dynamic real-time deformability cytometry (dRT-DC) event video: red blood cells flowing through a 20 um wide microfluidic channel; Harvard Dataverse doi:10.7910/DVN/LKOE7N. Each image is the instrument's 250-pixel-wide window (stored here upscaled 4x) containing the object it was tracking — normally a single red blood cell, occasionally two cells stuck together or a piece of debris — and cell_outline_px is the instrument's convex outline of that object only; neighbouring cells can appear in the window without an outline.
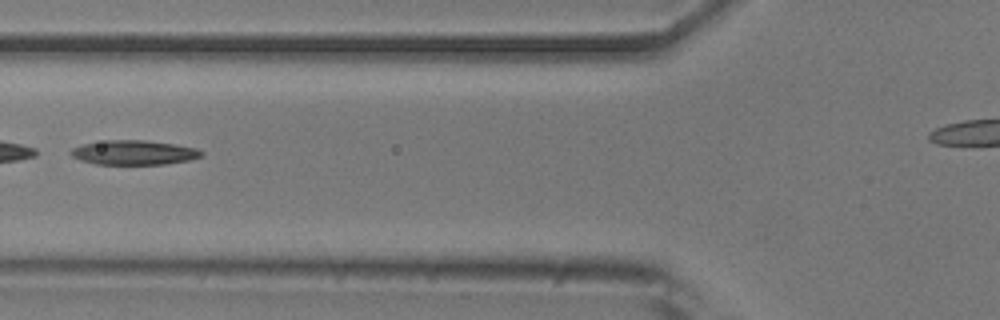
{"species": "common noctule bat (a hibernating species)", "species_latin": "Nyctalus noctula", "temperature_condition": "room temperature", "stored_images_in_passage": 4, "camera_frame_rate_fps": 3000, "um_per_image_px": 0.085, "animal": {"sex": "male", "body_mass_g": 20.5, "forearm_length_mm": 52.5}, "frame": {"image": 1, "passage_image": 3, "time_ms": 0.667, "image_size_px": [1000, 320], "cell_outline_px": [[204, 156], [188, 160], [164, 164], [96, 164], [80, 160], [72, 156], [68, 152], [72, 148], [84, 144], [104, 140], [144, 140], [176, 144], [196, 148], [204, 152]], "centroid_in_image_um": [11.39, 12.96], "position_along_channel_um": 114.4, "area_um2": 18.67}}
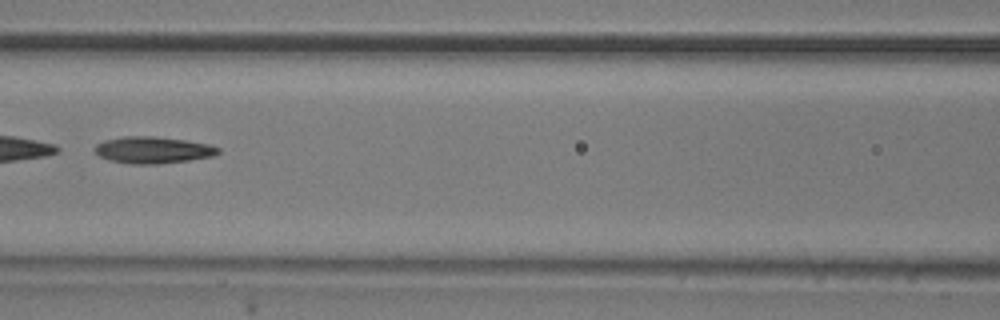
{"frame": {"image": 2, "passage_image": 4, "time_ms": 1.0, "image_size_px": [1000, 320], "cell_outline_px": [[220, 152], [212, 156], [188, 160], [156, 164], [128, 164], [112, 160], [100, 156], [96, 152], [96, 144], [104, 140], [124, 136], [152, 136], [184, 140], [208, 144], [220, 148]], "centroid_in_image_um": [13.0, 12.74], "position_along_channel_um": 153.6, "area_um2": 18.96}}